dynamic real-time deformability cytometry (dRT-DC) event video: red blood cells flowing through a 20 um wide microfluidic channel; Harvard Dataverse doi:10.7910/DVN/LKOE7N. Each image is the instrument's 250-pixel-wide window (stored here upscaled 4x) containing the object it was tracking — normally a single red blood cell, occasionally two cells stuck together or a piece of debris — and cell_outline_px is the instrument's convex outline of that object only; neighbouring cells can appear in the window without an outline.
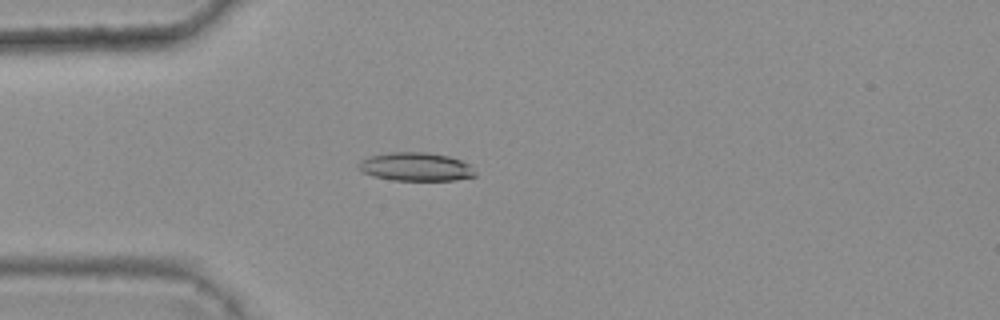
{"species": "common noctule bat (a hibernating species)", "species_latin": "Nyctalus noctula", "temperature_condition": "warm", "stored_images_in_passage": 5, "camera_frame_rate_fps": 3000, "um_per_image_px": 0.085, "animal": {"sex": "female", "body_mass_g": 25.1}, "frame": {"image": 1, "passage_image": 4, "time_ms": 1.0, "image_size_px": [1000, 320], "cell_outline_px": [[476, 176], [456, 180], [392, 180], [372, 176], [364, 172], [360, 168], [360, 160], [368, 156], [388, 152], [424, 152], [448, 156], [460, 160], [468, 164], [476, 172]], "centroid_in_image_um": [35.34, 14.17], "position_along_channel_um": 49.7, "area_um2": 19.25}}